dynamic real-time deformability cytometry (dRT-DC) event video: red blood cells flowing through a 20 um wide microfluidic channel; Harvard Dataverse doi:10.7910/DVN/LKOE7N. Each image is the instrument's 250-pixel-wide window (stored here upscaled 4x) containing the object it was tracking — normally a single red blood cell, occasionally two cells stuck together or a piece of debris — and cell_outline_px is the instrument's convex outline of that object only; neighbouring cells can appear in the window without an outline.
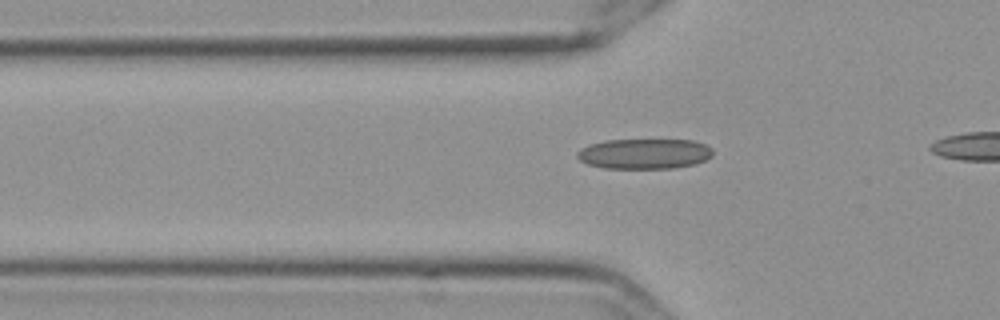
{"species": "Egyptian fruit bat (a non-hibernating species)", "species_latin": "Rousettus aegyptiacus", "temperature_condition": "cold", "stored_images_in_passage": 24, "camera_frame_rate_fps": 3000, "um_per_image_px": 0.085, "frame": {"image": 1, "passage_image": 7, "time_ms": 2.0, "image_size_px": [1000, 320], "cell_outline_px": [[712, 156], [696, 164], [672, 168], [604, 168], [588, 164], [580, 160], [576, 156], [576, 152], [580, 148], [588, 144], [604, 140], [692, 140], [704, 144], [712, 148]], "centroid_in_image_um": [54.74, 13.06], "position_along_channel_um": 71.1, "area_um2": 23.99}}
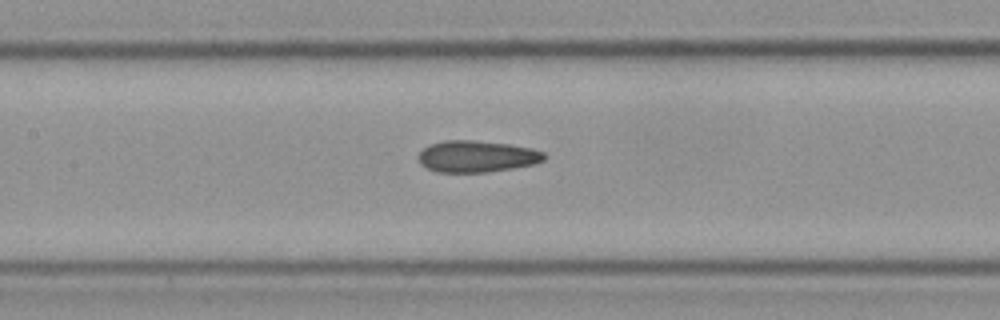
{"frame": {"image": 2, "passage_image": 15, "time_ms": 4.667, "image_size_px": [1000, 320], "cell_outline_px": [[544, 160], [536, 164], [488, 172], [436, 172], [420, 164], [416, 156], [428, 144], [444, 140], [472, 140], [508, 144], [532, 148], [544, 152]], "centroid_in_image_um": [40.5, 13.29], "position_along_channel_um": 166.9, "area_um2": 23.29}}
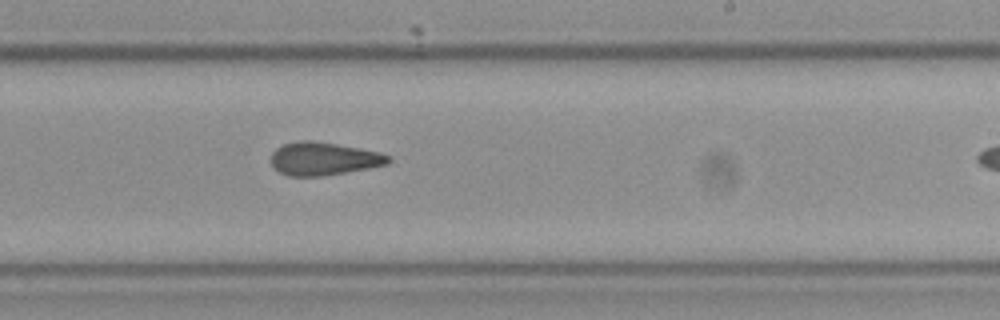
{"frame": {"image": 3, "passage_image": 23, "time_ms": 7.333, "image_size_px": [1000, 320], "cell_outline_px": [[392, 160], [388, 164], [368, 168], [324, 176], [288, 176], [272, 168], [272, 152], [276, 148], [284, 144], [300, 140], [312, 140], [360, 148], [380, 152], [388, 156]], "centroid_in_image_um": [27.49, 13.49], "position_along_channel_um": 261.5, "area_um2": 22.6}}